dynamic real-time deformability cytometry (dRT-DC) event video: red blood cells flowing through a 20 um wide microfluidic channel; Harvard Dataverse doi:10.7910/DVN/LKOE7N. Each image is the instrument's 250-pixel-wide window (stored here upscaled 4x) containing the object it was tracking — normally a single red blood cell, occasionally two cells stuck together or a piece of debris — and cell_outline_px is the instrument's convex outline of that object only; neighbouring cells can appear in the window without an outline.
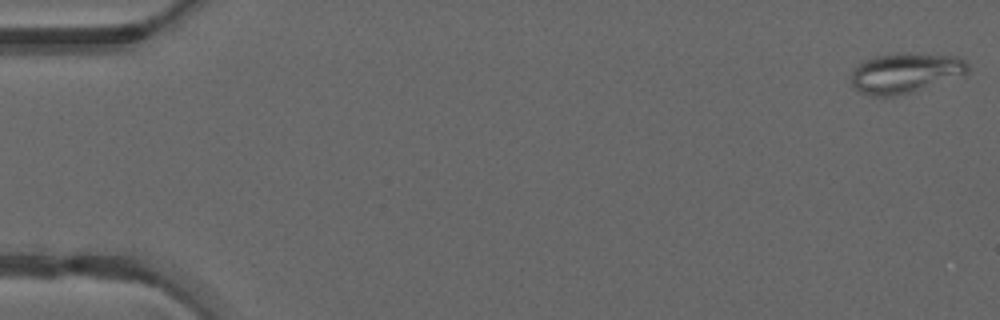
{"species": "common noctule bat (a hibernating species)", "species_latin": "Nyctalus noctula", "temperature_condition": "warm", "stored_images_in_passage": 22, "camera_frame_rate_fps": 3000, "um_per_image_px": 0.085, "animal": {"sex": "male", "forearm_length_mm": 52.5}, "frame": {"image": 1, "passage_image": 1, "time_ms": 0.0, "image_size_px": [1000, 320], "cell_outline_px": [[968, 72], [964, 76], [912, 92], [892, 96], [872, 96], [852, 88], [852, 72], [864, 60], [876, 56], [900, 52], [960, 56], [968, 64]], "centroid_in_image_um": [77.0, 6.19], "position_along_channel_um": 8.0, "area_um2": 27.46}}